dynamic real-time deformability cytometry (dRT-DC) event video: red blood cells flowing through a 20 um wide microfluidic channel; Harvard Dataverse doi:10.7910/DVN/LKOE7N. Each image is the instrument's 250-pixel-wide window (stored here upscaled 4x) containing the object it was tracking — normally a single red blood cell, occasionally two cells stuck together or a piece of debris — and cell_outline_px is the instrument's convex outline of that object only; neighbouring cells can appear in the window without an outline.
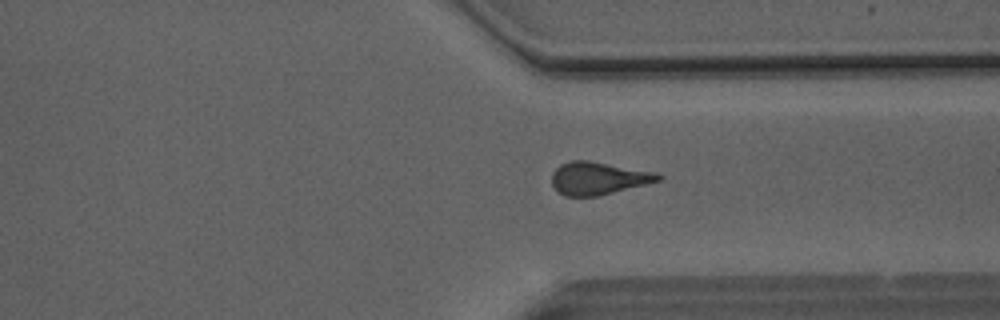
{"species": "Egyptian fruit bat (a non-hibernating species)", "species_latin": "Rousettus aegyptiacus", "temperature_condition": "room temperature", "stored_images_in_passage": 50, "camera_frame_rate_fps": 3000, "um_per_image_px": 0.085, "animal": {"sex": "male"}, "frame": {"image": 1, "passage_image": 38, "time_ms": 12.333, "image_size_px": [1000, 320], "cell_outline_px": [[664, 180], [596, 196], [564, 196], [552, 184], [552, 172], [560, 164], [572, 160], [588, 160], [656, 172], [664, 176]], "centroid_in_image_um": [50.89, 15.14], "position_along_channel_um": 360.5, "area_um2": 20.29}}
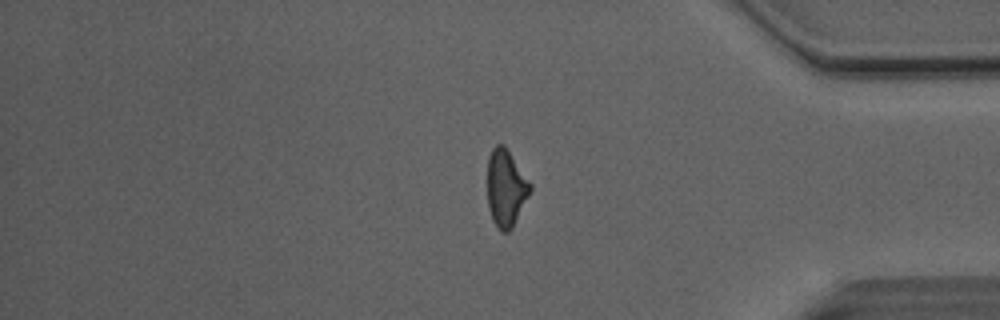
{"frame": {"image": 2, "passage_image": 42, "time_ms": 13.667, "image_size_px": [1000, 320], "cell_outline_px": [[532, 188], [512, 228], [508, 232], [500, 232], [496, 228], [492, 220], [488, 208], [488, 156], [492, 148], [496, 144], [504, 144], [532, 184]], "centroid_in_image_um": [42.99, 15.99], "position_along_channel_um": 392.2, "area_um2": 19.31}}
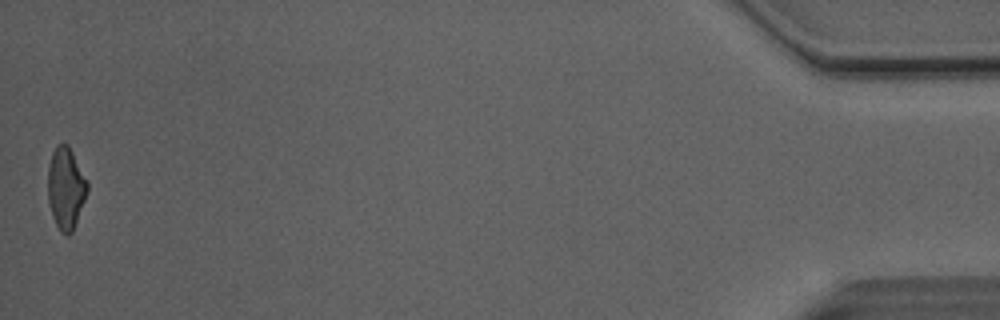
{"frame": {"image": 3, "passage_image": 50, "time_ms": 16.333, "image_size_px": [1000, 320], "cell_outline_px": [[88, 192], [72, 232], [68, 236], [60, 232], [52, 216], [48, 200], [48, 164], [52, 152], [56, 144], [68, 144], [88, 180]], "centroid_in_image_um": [5.6, 15.98], "position_along_channel_um": 429.6, "area_um2": 19.02}, "authors_computed_cell_mechanics": {"area_um2": 20.6924, "velocity_mm_per_s": 4.1293, "shape_relaxation_time_tau1_ms": 9.9931, "shape_relaxation_time_tau2_ms": 1.9257, "deformation_change_tau1": 0.1932, "deformation_change_tau2": 0.1138}}